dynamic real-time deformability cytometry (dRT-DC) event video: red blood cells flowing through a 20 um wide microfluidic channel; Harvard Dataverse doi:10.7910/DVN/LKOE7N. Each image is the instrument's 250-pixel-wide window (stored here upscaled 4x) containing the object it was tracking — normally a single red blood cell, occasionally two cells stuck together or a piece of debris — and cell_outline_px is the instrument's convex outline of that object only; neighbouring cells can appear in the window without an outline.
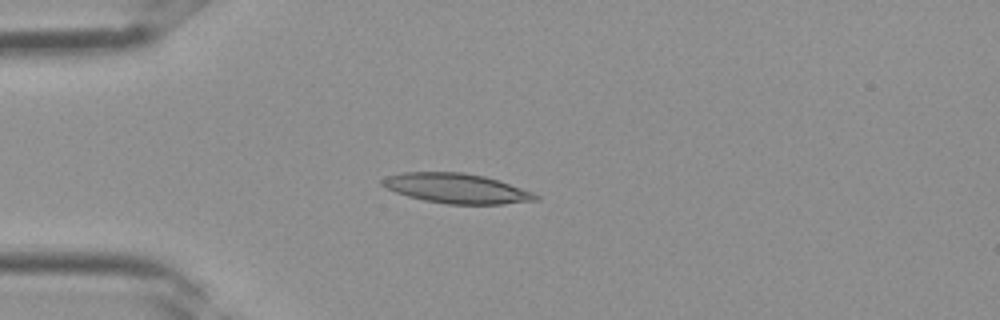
{"species": "Egyptian fruit bat (a non-hibernating species)", "species_latin": "Rousettus aegyptiacus", "temperature_condition": "room temperature", "stored_images_in_passage": 3, "camera_frame_rate_fps": 3000, "um_per_image_px": 0.085, "frame": {"image": 1, "passage_image": 3, "time_ms": 0.667, "image_size_px": [1000, 320], "cell_outline_px": [[540, 200], [504, 204], [448, 204], [424, 200], [408, 196], [396, 192], [380, 184], [380, 180], [388, 176], [404, 172], [464, 172], [484, 176], [532, 192], [540, 196]], "centroid_in_image_um": [38.81, 16.01], "position_along_channel_um": 46.2, "area_um2": 26.41}}